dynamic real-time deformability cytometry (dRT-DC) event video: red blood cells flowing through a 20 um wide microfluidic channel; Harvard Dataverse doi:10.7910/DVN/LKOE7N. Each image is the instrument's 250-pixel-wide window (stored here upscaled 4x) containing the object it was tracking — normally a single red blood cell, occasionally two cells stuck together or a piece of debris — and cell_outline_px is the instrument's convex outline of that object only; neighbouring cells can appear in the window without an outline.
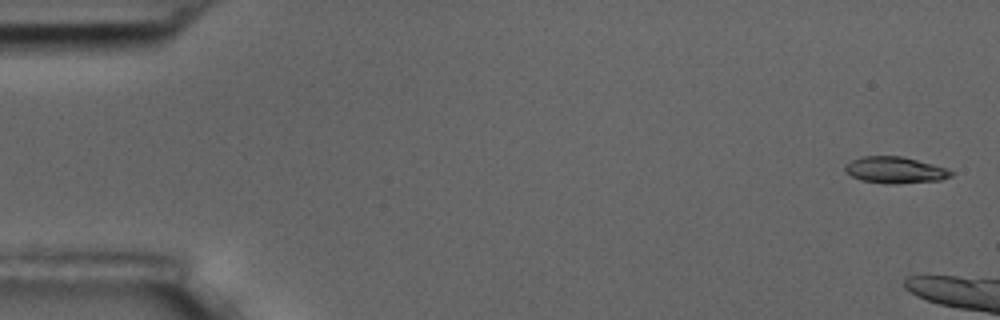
{"species": "common noctule bat (a hibernating species)", "species_latin": "Nyctalus noctula", "temperature_condition": "room temperature", "stored_images_in_passage": 4, "camera_frame_rate_fps": 3000, "um_per_image_px": 0.085, "animal": {"sex": "male", "body_mass_g": 17.5, "forearm_length_mm": 52.3}, "frame": {"image": 1, "passage_image": 1, "time_ms": 0.0, "image_size_px": [1000, 320], "cell_outline_px": [[956, 172], [952, 176], [940, 180], [896, 184], [888, 184], [860, 180], [844, 172], [844, 164], [860, 156], [900, 156], [948, 168]], "centroid_in_image_um": [76.07, 14.46], "position_along_channel_um": 8.9, "area_um2": 16.53}}